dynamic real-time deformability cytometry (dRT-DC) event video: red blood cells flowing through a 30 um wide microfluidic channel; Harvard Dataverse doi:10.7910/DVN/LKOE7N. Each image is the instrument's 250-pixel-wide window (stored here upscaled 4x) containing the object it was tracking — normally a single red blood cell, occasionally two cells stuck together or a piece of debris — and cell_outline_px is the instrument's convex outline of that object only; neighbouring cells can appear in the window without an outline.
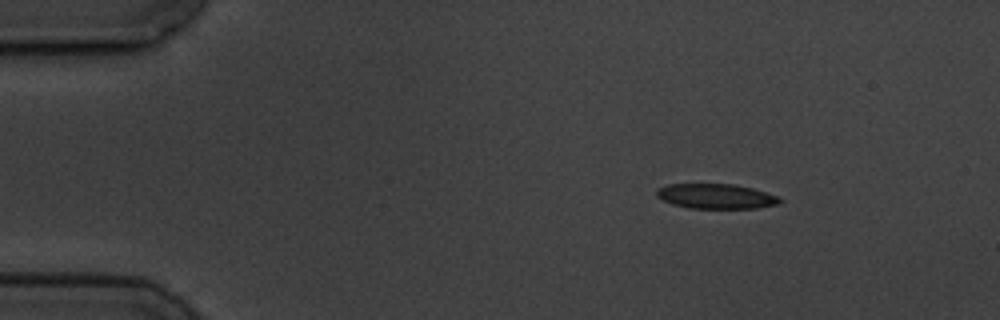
{"species": "common noctule bat (a hibernating species)", "species_latin": "Nyctalus noctula", "temperature_condition": "cold", "stored_images_in_passage": 8, "camera_frame_rate_fps": 3000, "um_per_image_px": 0.085, "animal": {"sex": "male", "body_mass_g": 19.5, "forearm_length_mm": 54.6}, "frame": {"image": 1, "passage_image": 1, "time_ms": 0.0, "image_size_px": [1000, 320], "cell_outline_px": [[784, 200], [780, 204], [756, 208], [688, 208], [672, 204], [656, 196], [656, 188], [668, 184], [736, 184], [752, 188], [780, 196]], "centroid_in_image_um": [60.89, 16.68], "position_along_channel_um": 24.1, "area_um2": 18.09}}
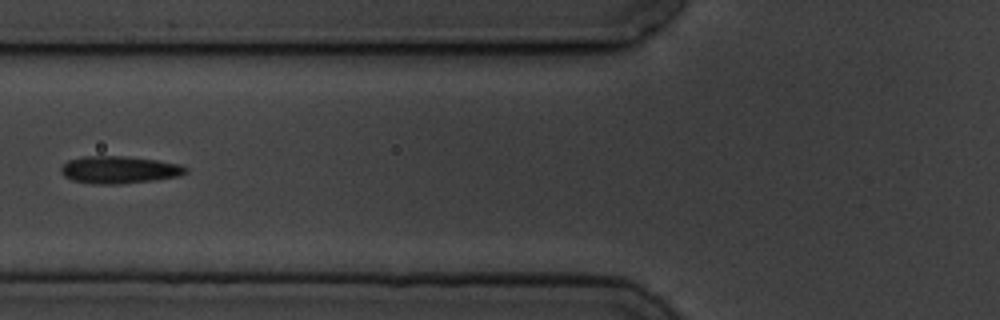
{"frame": {"image": 2, "passage_image": 5, "time_ms": 4.667, "image_size_px": [1000, 320], "cell_outline_px": [[188, 172], [180, 176], [156, 180], [120, 184], [92, 184], [72, 180], [64, 176], [60, 172], [60, 168], [68, 160], [84, 156], [124, 156], [156, 160], [180, 164], [188, 168]], "centroid_in_image_um": [10.14, 14.44], "position_along_channel_um": 115.7, "area_um2": 20.06}}
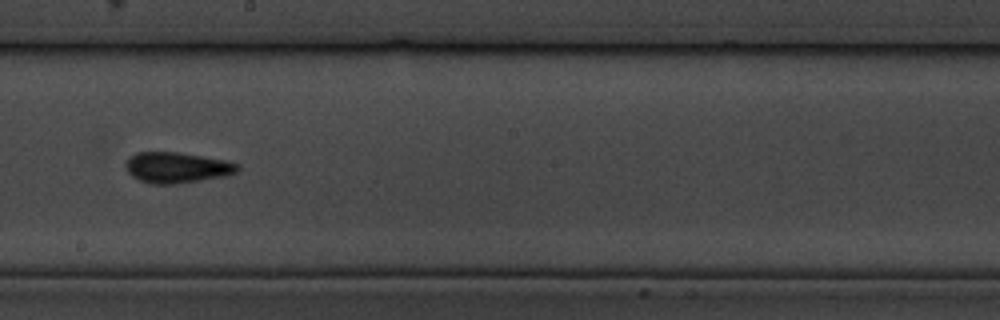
{"frame": {"image": 3, "passage_image": 8, "time_ms": 8.0, "image_size_px": [1000, 320], "cell_outline_px": [[240, 168], [236, 172], [228, 176], [176, 184], [152, 184], [140, 180], [132, 176], [124, 168], [124, 164], [128, 156], [136, 152], [176, 152], [224, 160], [240, 164]], "centroid_in_image_um": [15.01, 14.25], "position_along_channel_um": 233.2, "area_um2": 20.23}}